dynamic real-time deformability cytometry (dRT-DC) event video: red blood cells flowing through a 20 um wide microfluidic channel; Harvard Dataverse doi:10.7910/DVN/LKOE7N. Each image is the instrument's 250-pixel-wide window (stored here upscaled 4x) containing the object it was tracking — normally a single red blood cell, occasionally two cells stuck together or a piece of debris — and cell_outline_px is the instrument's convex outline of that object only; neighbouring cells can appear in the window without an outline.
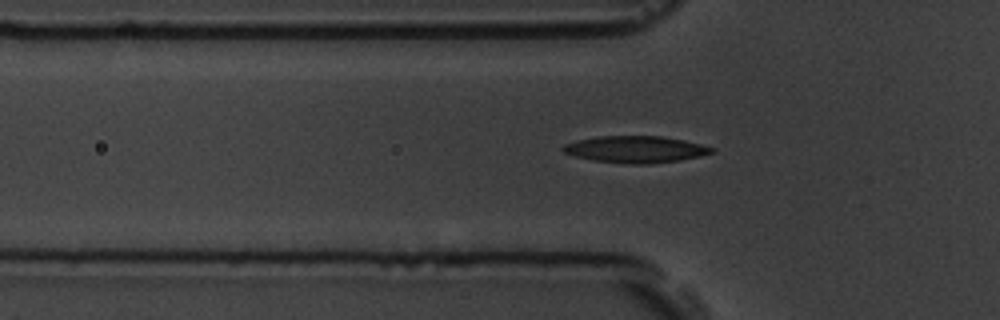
{"species": "common noctule bat (a hibernating species)", "species_latin": "Nyctalus noctula", "temperature_condition": "room temperature", "stored_images_in_passage": 43, "camera_frame_rate_fps": 3000, "um_per_image_px": 0.085, "animal": {"sex": "male", "body_mass_g": 19.5, "forearm_length_mm": 54.6}, "frame": {"image": 1, "passage_image": 5, "time_ms": 1.333, "image_size_px": [1000, 320], "cell_outline_px": [[716, 148], [712, 152], [700, 156], [680, 160], [652, 164], [632, 164], [592, 160], [576, 156], [564, 152], [560, 148], [564, 144], [576, 140], [596, 136], [660, 136], [684, 140]], "centroid_in_image_um": [54.0, 12.69], "position_along_channel_um": 71.8, "area_um2": 23.18}}
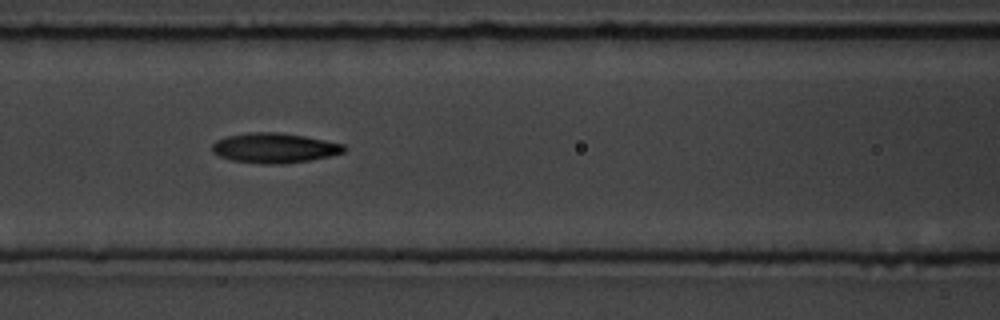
{"frame": {"image": 2, "passage_image": 11, "time_ms": 3.333, "image_size_px": [1000, 320], "cell_outline_px": [[348, 148], [344, 152], [328, 156], [308, 160], [280, 164], [264, 164], [232, 160], [220, 156], [212, 152], [212, 144], [216, 140], [224, 136], [248, 132], [276, 132], [304, 136], [344, 144]], "centroid_in_image_um": [23.3, 12.57], "position_along_channel_um": 143.3, "area_um2": 22.95}}
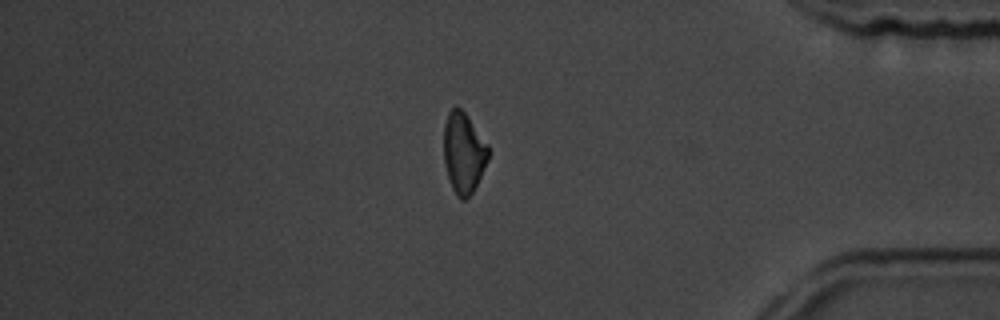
{"frame": {"image": 3, "passage_image": 35, "time_ms": 11.333, "image_size_px": [1000, 320], "cell_outline_px": [[488, 160], [472, 192], [464, 200], [460, 200], [456, 196], [452, 188], [448, 176], [444, 160], [444, 124], [448, 112], [456, 104], [468, 116], [488, 144]], "centroid_in_image_um": [39.39, 12.96], "position_along_channel_um": 395.8, "area_um2": 20.87}, "authors_computed_cell_mechanics": {"area_um2": 21.7906, "velocity_mm_per_s": 3.5413, "shape_relaxation_time_tau1_ms": 3.4589, "shape_relaxation_time_tau2_ms": 5.0927, "deformation_change_tau1": 0.1219, "deformation_change_tau2": 0.1148}}